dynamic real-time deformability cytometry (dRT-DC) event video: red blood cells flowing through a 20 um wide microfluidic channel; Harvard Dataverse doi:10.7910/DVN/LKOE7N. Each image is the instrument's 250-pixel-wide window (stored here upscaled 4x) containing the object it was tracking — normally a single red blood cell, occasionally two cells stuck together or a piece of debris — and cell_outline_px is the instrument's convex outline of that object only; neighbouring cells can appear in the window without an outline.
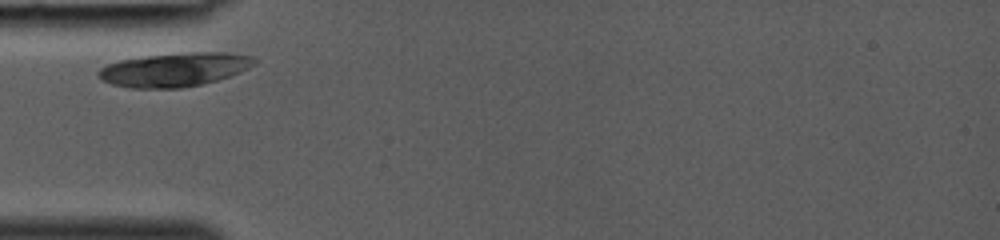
{"species": "common noctule bat (a hibernating species)", "species_latin": "Nyctalus noctula", "temperature_condition": "room temperature", "stored_images_in_passage": 3, "camera_frame_rate_fps": 3000, "um_per_image_px": 0.085, "animal": {"sex": "female", "body_mass_g": 19.0, "forearm_length_mm": 53.3}, "frame": {"image": 1, "passage_image": 1, "time_ms": 0.0, "image_size_px": [1000, 240], "cell_outline_px": [[256, 60], [248, 68], [240, 72], [204, 84], [180, 88], [132, 88], [112, 84], [100, 80], [96, 76], [96, 72], [100, 68], [108, 64], [120, 60], [148, 56], [188, 52], [228, 52], [252, 56]], "centroid_in_image_um": [14.8, 5.92], "position_along_channel_um": 70.2, "area_um2": 30.63}}
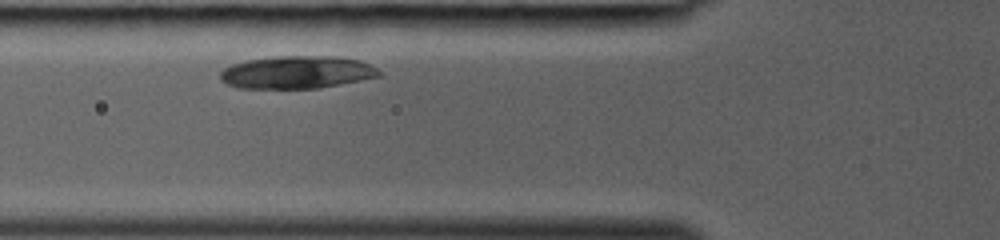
{"frame": {"image": 2, "passage_image": 2, "time_ms": 0.333, "image_size_px": [1000, 240], "cell_outline_px": [[380, 76], [320, 88], [240, 88], [228, 84], [220, 80], [220, 72], [224, 68], [232, 64], [248, 60], [276, 56], [336, 56], [360, 60], [376, 68], [380, 72]], "centroid_in_image_um": [25.22, 6.14], "position_along_channel_um": 100.6, "area_um2": 30.11}}
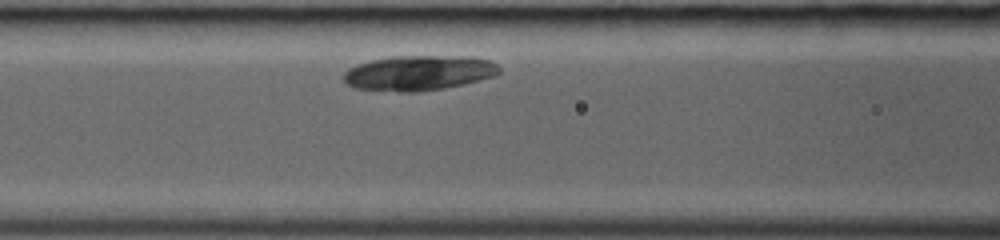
{"frame": {"image": 3, "passage_image": 3, "time_ms": 0.667, "image_size_px": [1000, 240], "cell_outline_px": [[500, 72], [496, 76], [464, 84], [444, 88], [416, 92], [400, 92], [352, 88], [344, 84], [344, 72], [348, 68], [356, 64], [372, 60], [392, 56], [468, 56], [488, 60], [496, 64], [500, 68]], "centroid_in_image_um": [35.57, 6.2], "position_along_channel_um": 131.0, "area_um2": 32.08}}